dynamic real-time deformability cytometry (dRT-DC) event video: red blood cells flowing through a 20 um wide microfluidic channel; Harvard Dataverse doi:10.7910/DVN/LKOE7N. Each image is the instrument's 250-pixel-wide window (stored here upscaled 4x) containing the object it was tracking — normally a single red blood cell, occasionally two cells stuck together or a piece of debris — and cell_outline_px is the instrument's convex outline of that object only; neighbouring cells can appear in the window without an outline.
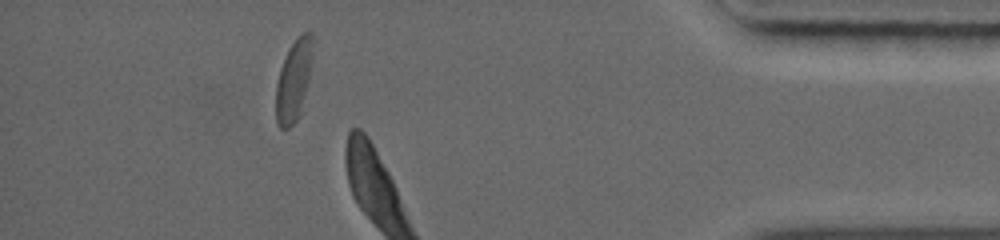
{"species": "common noctule bat (a hibernating species)", "species_latin": "Nyctalus noctula", "temperature_condition": "warm", "stored_images_in_passage": 28, "segment_of_instrument_passage": [2, 2], "camera_frame_rate_fps": 5000, "um_per_image_px": 0.085, "animal": {"sex": "female", "body_mass_g": 19.0, "forearm_length_mm": 56.7}, "frame": {"image": 1, "passage_image": 25, "time_ms": 9.2, "image_size_px": [1000, 240], "cell_outline_px": [[312, 40], [308, 76], [296, 116], [292, 124], [284, 128], [280, 128], [276, 120], [276, 84], [280, 68], [292, 44], [304, 32], [312, 32]], "centroid_in_image_um": [24.89, 6.8], "position_along_channel_um": 410.3, "area_um2": 15.84}}